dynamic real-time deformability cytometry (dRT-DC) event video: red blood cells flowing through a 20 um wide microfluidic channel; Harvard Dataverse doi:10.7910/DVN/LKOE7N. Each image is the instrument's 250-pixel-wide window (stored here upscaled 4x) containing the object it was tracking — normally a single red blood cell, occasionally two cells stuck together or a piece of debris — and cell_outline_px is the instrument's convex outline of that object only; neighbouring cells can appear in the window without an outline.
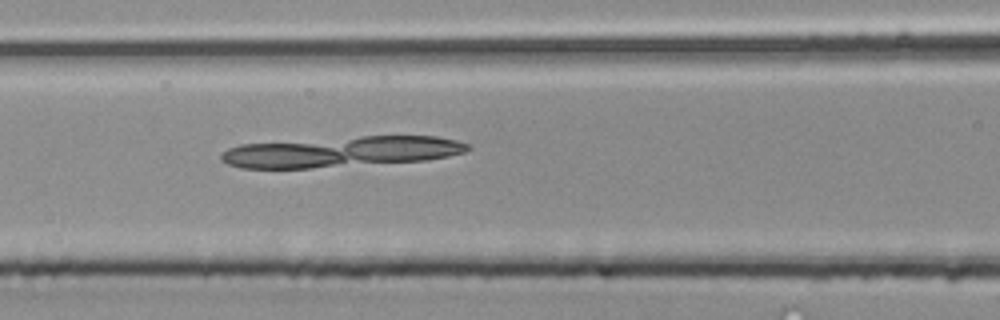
{"species": "common noctule bat (a hibernating species)", "species_latin": "Nyctalus noctula", "temperature_condition": "room temperature", "stored_images_in_passage": 46, "camera_frame_rate_fps": 3000, "um_per_image_px": 0.085, "animal": {"sex": "male", "body_mass_g": 20.4}, "frame": {"image": 1, "passage_image": 20, "time_ms": 6.333, "image_size_px": [1000, 320], "cell_outline_px": [[472, 148], [464, 152], [448, 156], [424, 160], [312, 168], [240, 168], [228, 164], [220, 160], [220, 152], [228, 148], [240, 144], [360, 136], [436, 136], [456, 140], [468, 144]], "centroid_in_image_um": [28.96, 12.89], "position_along_channel_um": 137.6, "area_um2": 43.87}}
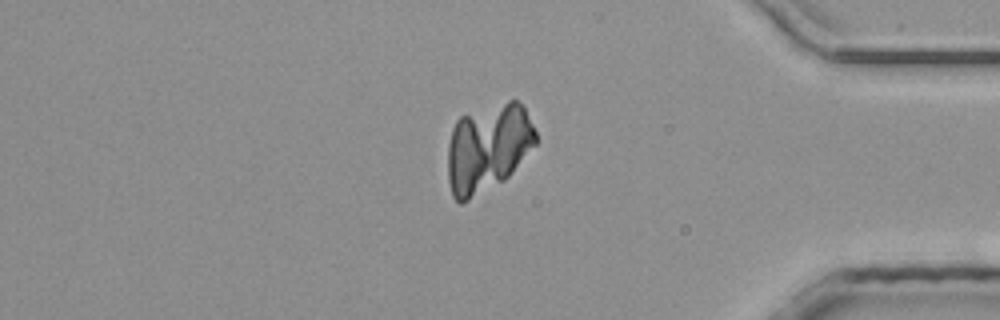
{"frame": {"image": 2, "passage_image": 39, "time_ms": 12.667, "image_size_px": [1000, 320], "cell_outline_px": [[536, 144], [512, 172], [504, 180], [468, 200], [460, 204], [452, 196], [448, 180], [448, 144], [452, 128], [456, 120], [460, 116], [508, 100], [516, 100], [524, 108], [536, 132]], "centroid_in_image_um": [41.45, 12.57], "position_along_channel_um": 393.7, "area_um2": 45.08}}
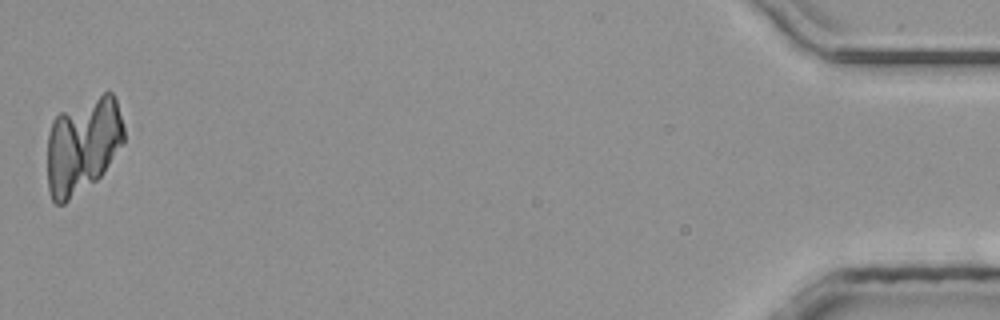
{"frame": {"image": 3, "passage_image": 46, "time_ms": 15.0, "image_size_px": [1000, 320], "cell_outline_px": [[124, 144], [104, 172], [96, 180], [64, 204], [56, 204], [52, 200], [48, 188], [48, 132], [52, 120], [60, 112], [104, 92], [112, 92], [116, 100], [124, 128]], "centroid_in_image_um": [7.04, 12.35], "position_along_channel_um": 428.2, "area_um2": 43.18}}